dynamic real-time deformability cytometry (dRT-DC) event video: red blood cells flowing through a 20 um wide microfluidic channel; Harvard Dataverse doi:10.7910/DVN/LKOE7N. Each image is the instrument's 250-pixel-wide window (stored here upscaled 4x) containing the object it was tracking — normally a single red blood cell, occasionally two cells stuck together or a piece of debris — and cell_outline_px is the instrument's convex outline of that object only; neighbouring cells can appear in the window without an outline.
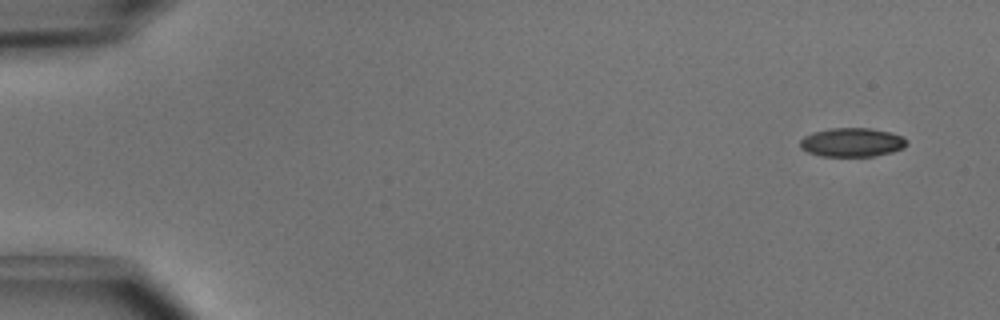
{"species": "common noctule bat (a hibernating species)", "species_latin": "Nyctalus noctula", "temperature_condition": "cold", "stored_images_in_passage": 6, "camera_frame_rate_fps": 3000, "um_per_image_px": 0.085, "animal": {"sex": "male", "body_mass_g": 15.6}, "frame": {"image": 1, "passage_image": 1, "time_ms": 0.0, "image_size_px": [1000, 320], "cell_outline_px": [[908, 144], [904, 148], [892, 152], [872, 156], [820, 156], [808, 152], [800, 148], [800, 140], [804, 136], [812, 132], [828, 128], [868, 128], [888, 132], [900, 136], [908, 140]], "centroid_in_image_um": [72.4, 12.1], "position_along_channel_um": 12.6, "area_um2": 17.98}}
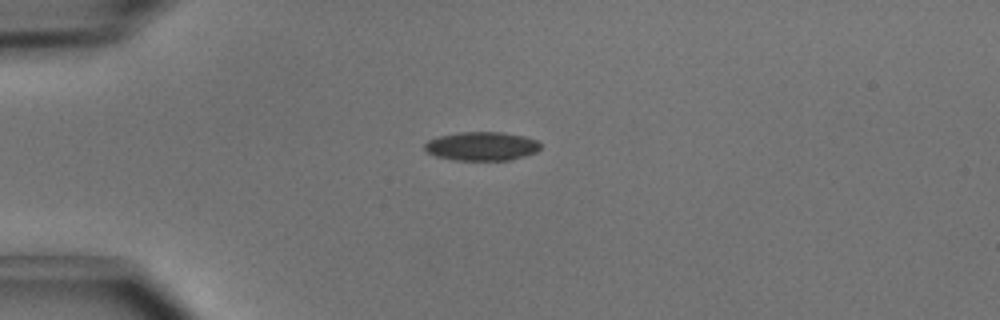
{"frame": {"image": 2, "passage_image": 4, "time_ms": 1.0, "image_size_px": [1000, 320], "cell_outline_px": [[540, 148], [536, 152], [524, 156], [508, 160], [452, 160], [436, 156], [428, 152], [424, 148], [424, 144], [428, 140], [440, 136], [460, 132], [504, 132], [524, 136], [536, 140], [540, 144]], "centroid_in_image_um": [40.94, 12.42], "position_along_channel_um": 44.1, "area_um2": 19.36}}